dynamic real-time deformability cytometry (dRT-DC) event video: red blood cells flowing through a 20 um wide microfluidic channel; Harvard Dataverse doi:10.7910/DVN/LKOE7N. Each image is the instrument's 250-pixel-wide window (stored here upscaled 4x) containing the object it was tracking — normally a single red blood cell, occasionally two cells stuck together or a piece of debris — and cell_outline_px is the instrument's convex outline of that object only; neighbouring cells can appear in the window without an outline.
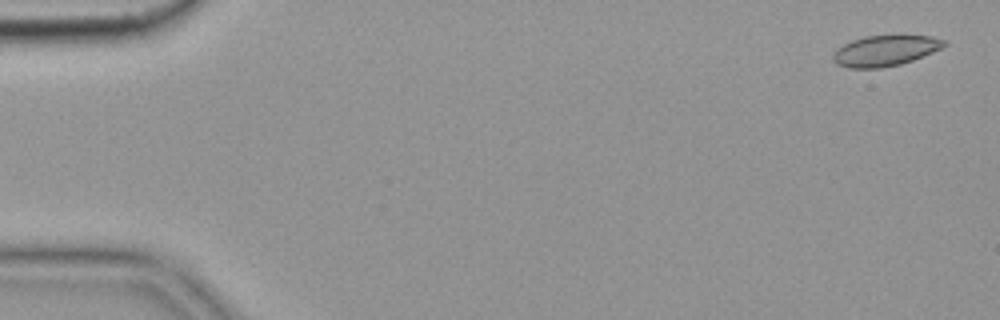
{"species": "common noctule bat (a hibernating species)", "species_latin": "Nyctalus noctula", "temperature_condition": "cold", "stored_images_in_passage": 10, "camera_frame_rate_fps": 3000, "um_per_image_px": 0.085, "animal": {"sex": "female", "body_mass_g": 19.9}, "frame": {"image": 1, "passage_image": 1, "time_ms": 0.0, "image_size_px": [1000, 320], "cell_outline_px": [[948, 44], [932, 52], [912, 60], [900, 64], [880, 68], [848, 68], [836, 64], [832, 60], [832, 52], [836, 48], [852, 40], [864, 36], [932, 36], [948, 40]], "centroid_in_image_um": [75.2, 4.31], "position_along_channel_um": 9.8, "area_um2": 19.88}}
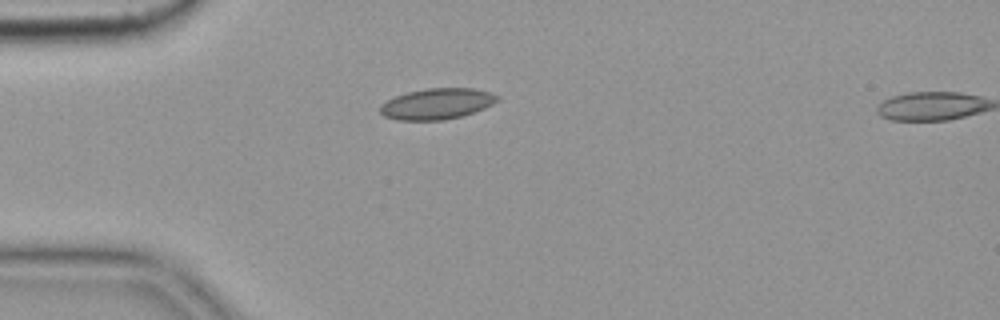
{"frame": {"image": 2, "passage_image": 4, "time_ms": 1.0, "image_size_px": [1000, 320], "cell_outline_px": [[500, 100], [484, 108], [460, 116], [444, 120], [396, 120], [384, 116], [380, 112], [380, 104], [396, 96], [408, 92], [428, 88], [472, 88], [488, 92], [500, 96]], "centroid_in_image_um": [37.13, 8.82], "position_along_channel_um": 47.9, "area_um2": 20.98}}